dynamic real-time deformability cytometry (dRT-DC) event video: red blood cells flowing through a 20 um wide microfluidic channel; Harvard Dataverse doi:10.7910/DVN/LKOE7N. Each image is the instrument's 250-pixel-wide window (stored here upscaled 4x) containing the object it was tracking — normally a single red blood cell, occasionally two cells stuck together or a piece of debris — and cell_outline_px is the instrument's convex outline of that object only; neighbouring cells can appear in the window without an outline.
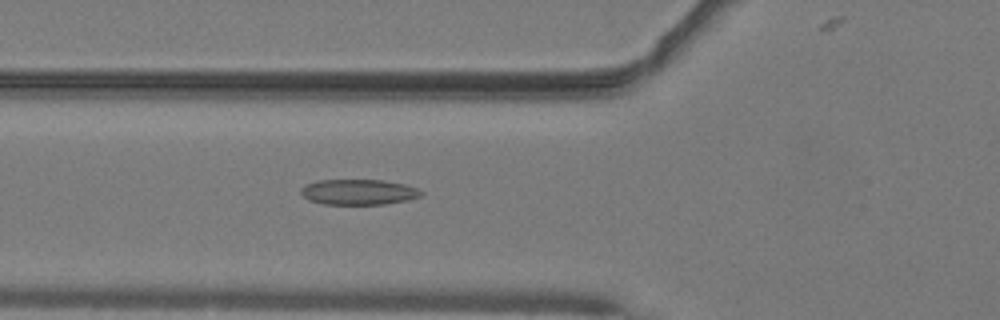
{"species": "common noctule bat (a hibernating species)", "species_latin": "Nyctalus noctula", "temperature_condition": "warm", "stored_images_in_passage": 37, "camera_frame_rate_fps": 3000, "um_per_image_px": 0.085, "animal": {"sex": "male", "body_mass_g": 19.2, "forearm_length_mm": 51.8}, "frame": {"image": 1, "passage_image": 5, "time_ms": 1.333, "image_size_px": [1000, 320], "cell_outline_px": [[424, 192], [420, 196], [408, 200], [384, 204], [324, 204], [308, 200], [300, 192], [300, 188], [304, 184], [316, 180], [384, 180], [404, 184], [416, 188]], "centroid_in_image_um": [30.44, 16.31], "position_along_channel_um": 95.4, "area_um2": 17.92}}
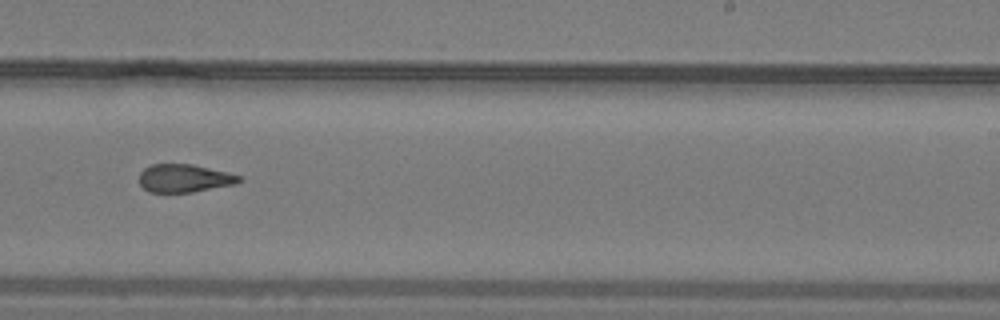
{"frame": {"image": 2, "passage_image": 18, "time_ms": 5.667, "image_size_px": [1000, 320], "cell_outline_px": [[244, 180], [236, 184], [192, 192], [148, 192], [140, 184], [140, 172], [144, 168], [152, 164], [192, 164], [240, 176]], "centroid_in_image_um": [15.65, 15.16], "position_along_channel_um": 273.3, "area_um2": 16.18}}
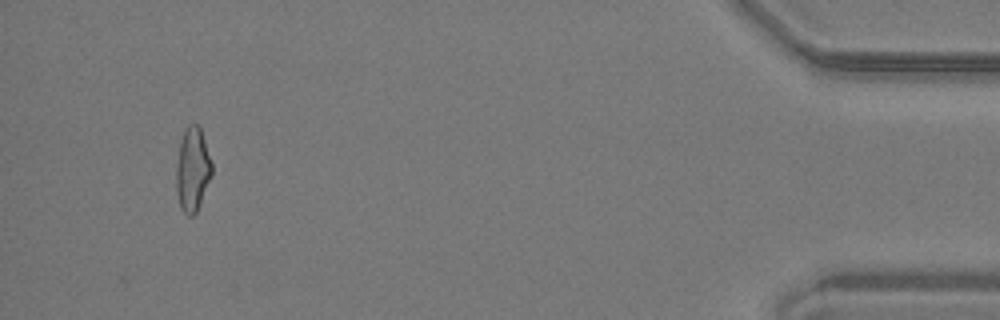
{"frame": {"image": 3, "passage_image": 34, "time_ms": 11.0, "image_size_px": [1000, 320], "cell_outline_px": [[212, 176], [196, 212], [192, 216], [188, 216], [180, 208], [176, 192], [176, 164], [180, 140], [184, 128], [188, 124], [196, 124], [200, 128], [212, 164]], "centroid_in_image_um": [16.35, 14.41], "position_along_channel_um": 418.9, "area_um2": 17.51}, "authors_computed_cell_mechanics": {"area_um2": 17.3978, "velocity_mm_per_s": 4.0971, "shape_relaxation_time_tau1_ms": null, "shape_relaxation_time_tau2_ms": 2.7641, "deformation_change_tau1": null, "deformation_change_tau2": 0.1144}}